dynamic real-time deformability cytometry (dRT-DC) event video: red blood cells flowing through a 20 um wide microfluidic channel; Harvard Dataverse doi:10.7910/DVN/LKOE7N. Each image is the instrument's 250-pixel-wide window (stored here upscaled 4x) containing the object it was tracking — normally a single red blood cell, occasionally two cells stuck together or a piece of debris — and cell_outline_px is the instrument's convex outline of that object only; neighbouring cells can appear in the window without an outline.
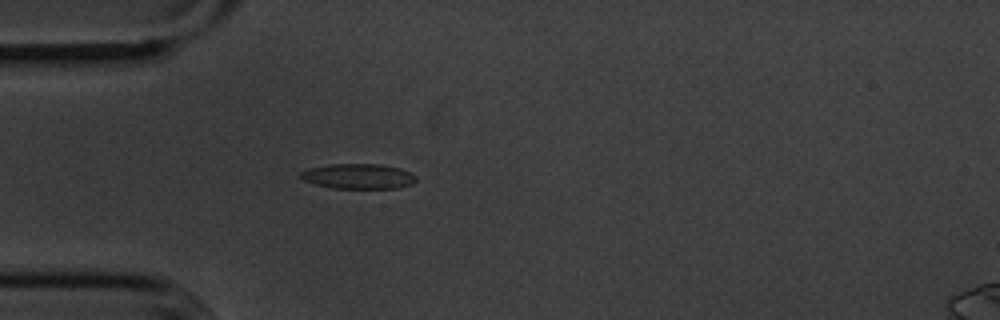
{"species": "common noctule bat (a hibernating species)", "species_latin": "Nyctalus noctula", "temperature_condition": "cold", "stored_images_in_passage": 49, "camera_frame_rate_fps": 3000, "um_per_image_px": 0.085, "animal": {"sex": "male", "body_mass_g": 20.1, "forearm_length_mm": 53.5}, "frame": {"image": 1, "passage_image": 10, "time_ms": 3.0, "image_size_px": [1000, 320], "cell_outline_px": [[416, 180], [412, 184], [400, 188], [332, 188], [316, 184], [304, 180], [300, 176], [300, 172], [308, 168], [332, 164], [380, 164], [400, 168], [416, 176]], "centroid_in_image_um": [30.47, 14.98], "position_along_channel_um": 54.5, "area_um2": 16.82}}
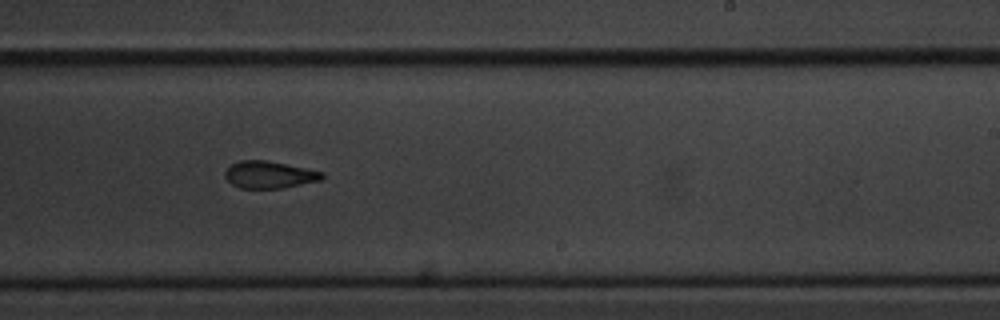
{"frame": {"image": 2, "passage_image": 28, "time_ms": 9.0, "image_size_px": [1000, 320], "cell_outline_px": [[324, 176], [320, 180], [280, 188], [240, 188], [232, 184], [224, 176], [224, 172], [232, 164], [240, 160], [264, 160], [324, 172]], "centroid_in_image_um": [22.85, 14.85], "position_along_channel_um": 266.1, "area_um2": 15.03}}
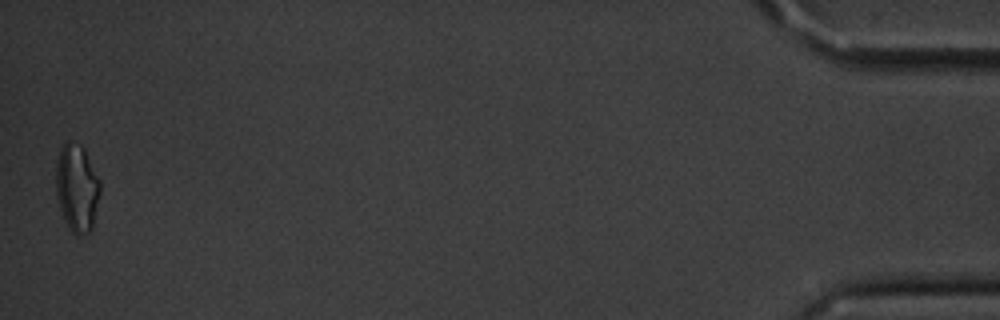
{"frame": {"image": 3, "passage_image": 49, "time_ms": 16.0, "image_size_px": [1000, 320], "cell_outline_px": [[100, 192], [92, 228], [88, 232], [80, 236], [76, 236], [72, 232], [64, 220], [56, 196], [56, 164], [60, 148], [68, 140], [80, 144], [84, 148], [100, 180]], "centroid_in_image_um": [6.53, 15.96], "position_along_channel_um": 428.7, "area_um2": 22.66}, "authors_computed_cell_mechanics": {"area_um2": 16.5308, "velocity_mm_per_s": 3.6264, "shape_relaxation_time_tau1_ms": null, "shape_relaxation_time_tau2_ms": 3.9021, "deformation_change_tau1": null, "deformation_change_tau2": 0.1267}}